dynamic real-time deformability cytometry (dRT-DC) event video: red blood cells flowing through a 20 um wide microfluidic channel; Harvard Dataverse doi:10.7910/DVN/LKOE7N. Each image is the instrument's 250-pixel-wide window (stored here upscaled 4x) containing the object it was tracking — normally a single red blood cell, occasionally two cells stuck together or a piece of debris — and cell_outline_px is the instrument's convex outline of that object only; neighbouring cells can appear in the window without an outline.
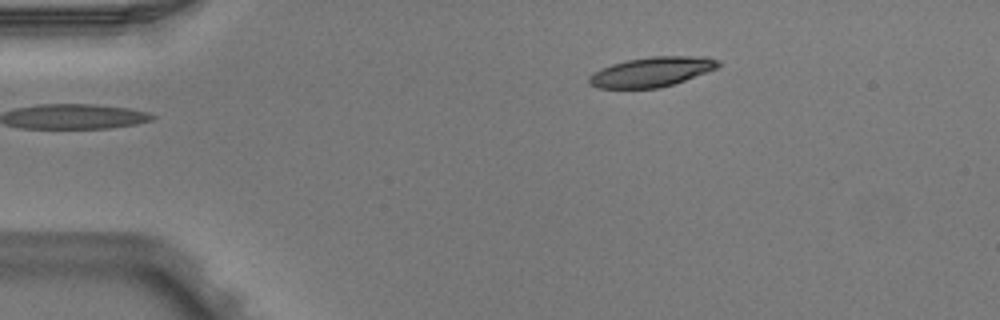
{"species": "Egyptian fruit bat (a non-hibernating species)", "species_latin": "Rousettus aegyptiacus", "temperature_condition": "warm", "stored_images_in_passage": 3, "camera_frame_rate_fps": 3000, "um_per_image_px": 0.085, "animal": {"sex": "male"}, "frame": {"image": 1, "passage_image": 3, "time_ms": 0.667, "image_size_px": [1000, 320], "cell_outline_px": [[720, 64], [716, 68], [684, 80], [660, 88], [596, 88], [588, 84], [588, 76], [592, 72], [612, 64], [628, 60], [652, 56], [708, 56], [720, 60]], "centroid_in_image_um": [55.36, 6.1], "position_along_channel_um": 29.6, "area_um2": 22.37}}